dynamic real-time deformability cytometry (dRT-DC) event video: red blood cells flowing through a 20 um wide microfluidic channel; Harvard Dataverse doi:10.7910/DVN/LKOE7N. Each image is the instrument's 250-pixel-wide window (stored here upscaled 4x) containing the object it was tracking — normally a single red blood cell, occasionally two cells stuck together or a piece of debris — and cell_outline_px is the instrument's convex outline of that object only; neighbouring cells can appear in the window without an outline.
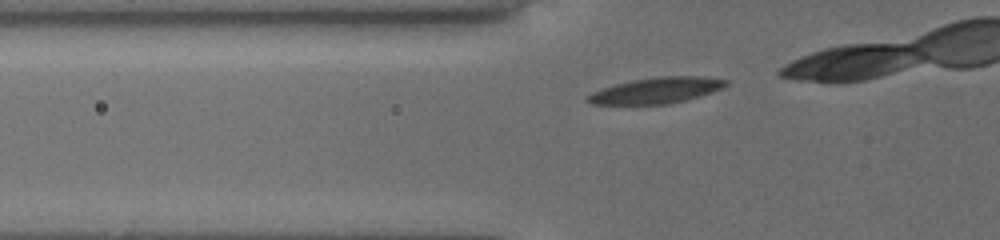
{"species": "common noctule bat (a hibernating species)", "species_latin": "Nyctalus noctula", "temperature_condition": "cold", "stored_images_in_passage": 6, "camera_frame_rate_fps": 3000, "um_per_image_px": 0.085, "animal": {"sex": "female", "body_mass_g": 19.5, "forearm_length_mm": 54.1}, "frame": {"image": 1, "passage_image": 2, "time_ms": 0.333, "image_size_px": [1000, 240], "cell_outline_px": [[728, 84], [712, 92], [700, 96], [684, 100], [664, 104], [592, 104], [584, 100], [584, 96], [592, 92], [616, 84], [632, 80], [660, 76], [704, 76], [728, 80]], "centroid_in_image_um": [55.77, 7.68], "position_along_channel_um": 70.0, "area_um2": 20.75}}
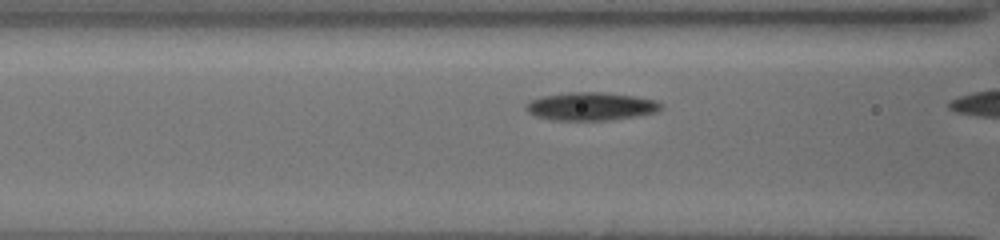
{"frame": {"image": 2, "passage_image": 5, "time_ms": 1.667, "image_size_px": [1000, 240], "cell_outline_px": [[664, 108], [656, 112], [636, 116], [608, 120], [552, 120], [536, 116], [528, 112], [524, 108], [532, 100], [544, 96], [568, 92], [604, 92], [636, 96], [656, 100], [664, 104]], "centroid_in_image_um": [50.29, 9.04], "position_along_channel_um": 116.3, "area_um2": 22.14}}